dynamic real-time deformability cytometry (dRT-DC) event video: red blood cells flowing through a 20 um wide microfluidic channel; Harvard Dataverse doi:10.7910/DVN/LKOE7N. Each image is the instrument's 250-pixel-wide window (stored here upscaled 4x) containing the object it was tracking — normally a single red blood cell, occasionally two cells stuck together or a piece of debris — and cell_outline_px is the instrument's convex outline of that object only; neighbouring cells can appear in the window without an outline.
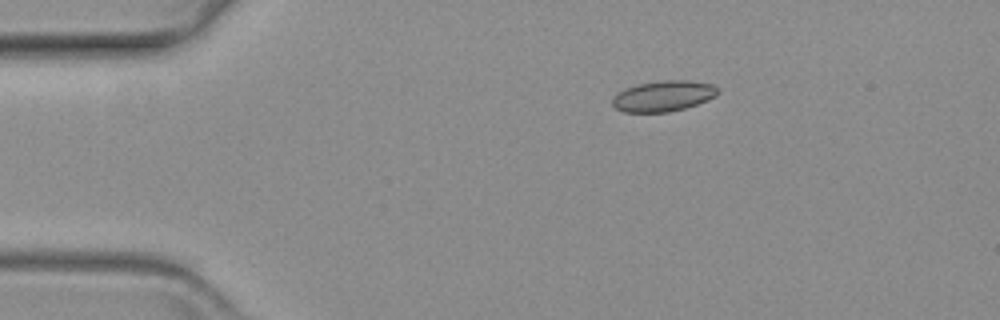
{"species": "common noctule bat (a hibernating species)", "species_latin": "Nyctalus noctula", "temperature_condition": "warm", "stored_images_in_passage": 50, "camera_frame_rate_fps": 3000, "um_per_image_px": 0.085, "animal": {"sex": "female", "body_mass_g": 19.3, "forearm_length_mm": 54.1}, "frame": {"image": 1, "passage_image": 1, "time_ms": 0.0, "image_size_px": [1000, 320], "cell_outline_px": [[720, 92], [716, 96], [696, 104], [684, 108], [668, 112], [624, 112], [616, 108], [612, 104], [612, 96], [624, 88], [636, 84], [660, 80], [688, 80], [712, 84]], "centroid_in_image_um": [56.35, 8.15], "position_along_channel_um": 28.7, "area_um2": 18.96}}
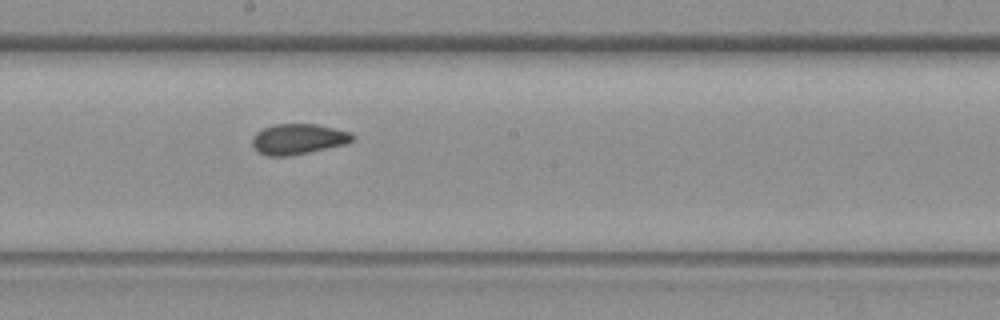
{"frame": {"image": 2, "passage_image": 23, "time_ms": 7.333, "image_size_px": [1000, 320], "cell_outline_px": [[356, 140], [348, 144], [288, 156], [264, 156], [252, 148], [252, 136], [256, 132], [272, 124], [316, 124], [352, 132], [356, 136]], "centroid_in_image_um": [25.36, 11.82], "position_along_channel_um": 222.8, "area_um2": 18.21}}
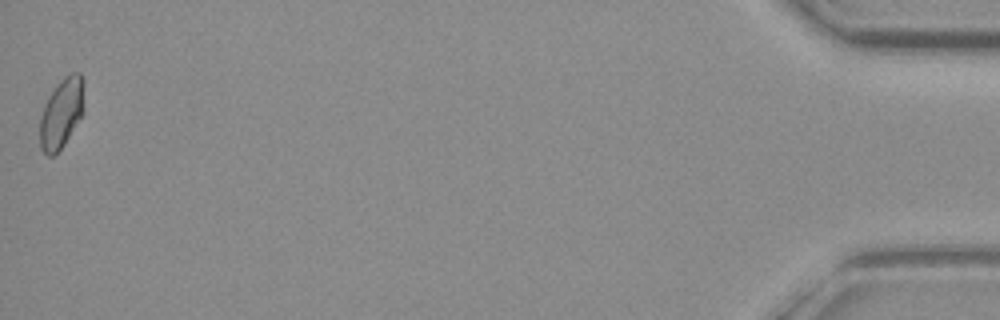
{"frame": {"image": 3, "passage_image": 50, "time_ms": 16.333, "image_size_px": [1000, 320], "cell_outline_px": [[84, 112], [64, 144], [52, 156], [48, 156], [40, 148], [40, 116], [44, 104], [48, 96], [56, 84], [64, 76], [72, 72], [80, 72], [84, 80]], "centroid_in_image_um": [5.24, 9.56], "position_along_channel_um": 430.0, "area_um2": 18.26}}